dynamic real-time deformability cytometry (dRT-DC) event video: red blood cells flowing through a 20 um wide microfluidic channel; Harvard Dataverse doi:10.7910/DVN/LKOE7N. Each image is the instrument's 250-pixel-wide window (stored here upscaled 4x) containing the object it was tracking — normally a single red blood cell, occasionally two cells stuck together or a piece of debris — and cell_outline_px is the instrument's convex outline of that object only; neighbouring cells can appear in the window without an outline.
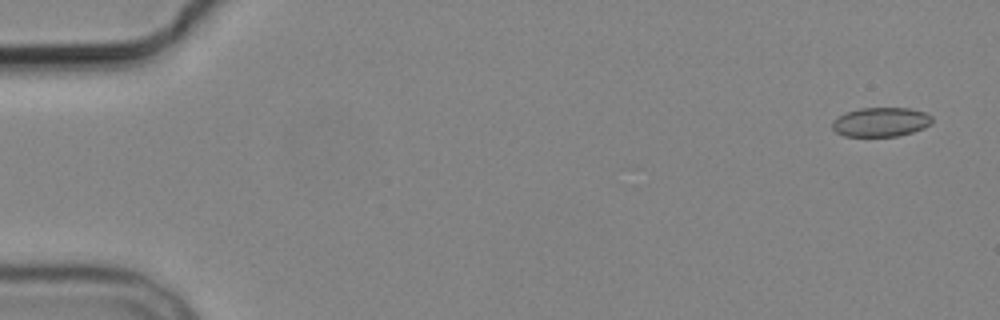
{"species": "common noctule bat (a hibernating species)", "species_latin": "Nyctalus noctula", "temperature_condition": "cold", "stored_images_in_passage": 13, "camera_frame_rate_fps": 3000, "um_per_image_px": 0.085, "animal": {"sex": "male", "body_mass_g": 19.2, "forearm_length_mm": 51.8}, "frame": {"image": 1, "passage_image": 1, "time_ms": 0.0, "image_size_px": [1000, 320], "cell_outline_px": [[932, 120], [924, 128], [912, 132], [896, 136], [844, 136], [836, 132], [832, 128], [832, 120], [848, 112], [860, 108], [908, 108], [924, 112], [932, 116]], "centroid_in_image_um": [74.85, 10.37], "position_along_channel_um": 10.1, "area_um2": 16.82}}